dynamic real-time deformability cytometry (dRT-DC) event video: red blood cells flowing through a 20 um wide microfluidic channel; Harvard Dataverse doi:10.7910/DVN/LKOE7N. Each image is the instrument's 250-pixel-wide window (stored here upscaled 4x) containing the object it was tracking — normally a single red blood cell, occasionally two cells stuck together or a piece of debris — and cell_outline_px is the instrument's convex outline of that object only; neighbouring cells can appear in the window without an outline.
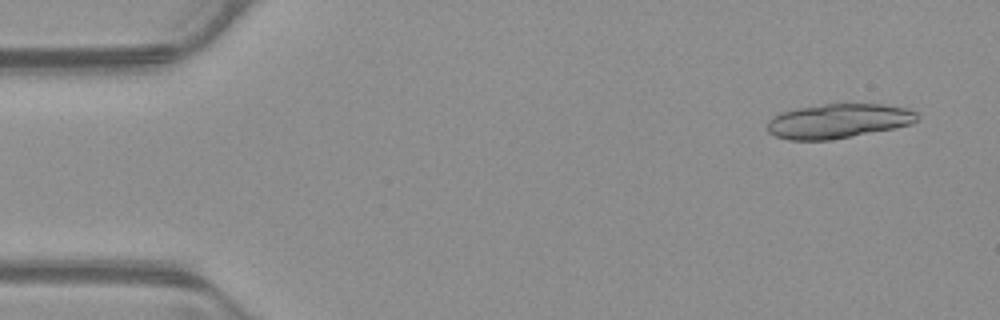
{"species": "common noctule bat (a hibernating species)", "species_latin": "Nyctalus noctula", "temperature_condition": "warm", "stored_images_in_passage": 17, "camera_frame_rate_fps": 3000, "um_per_image_px": 0.085, "animal": {"sex": "male", "body_mass_g": 23.1, "forearm_length_mm": 52.7}, "frame": {"image": 1, "passage_image": 3, "time_ms": 0.667, "image_size_px": [1000, 320], "cell_outline_px": [[920, 116], [912, 124], [832, 140], [788, 140], [776, 136], [768, 132], [768, 120], [780, 112], [796, 108], [824, 104], [884, 104], [908, 108], [916, 112]], "centroid_in_image_um": [71.25, 10.28], "position_along_channel_um": 13.8, "area_um2": 30.11}}